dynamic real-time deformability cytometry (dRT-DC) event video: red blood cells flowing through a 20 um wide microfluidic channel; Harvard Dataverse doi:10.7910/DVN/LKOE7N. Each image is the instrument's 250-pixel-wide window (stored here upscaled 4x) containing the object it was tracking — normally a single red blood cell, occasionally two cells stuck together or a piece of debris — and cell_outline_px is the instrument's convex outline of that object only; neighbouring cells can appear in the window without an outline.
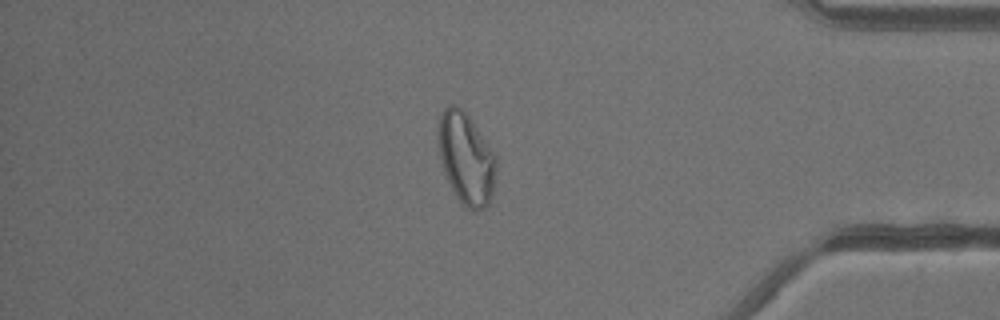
{"species": "common noctule bat (a hibernating species)", "species_latin": "Nyctalus noctula", "temperature_condition": "warm", "stored_images_in_passage": 40, "camera_frame_rate_fps": 3000, "um_per_image_px": 0.085, "animal": {"sex": "male", "body_mass_g": 13.3}, "frame": {"image": 1, "passage_image": 34, "time_ms": 11.0, "image_size_px": [1000, 320], "cell_outline_px": [[496, 168], [492, 196], [488, 204], [484, 208], [476, 212], [472, 212], [464, 208], [456, 196], [448, 180], [440, 156], [440, 116], [444, 108], [448, 104], [456, 104], [472, 120], [496, 156]], "centroid_in_image_um": [39.66, 13.52], "position_along_channel_um": 395.5, "area_um2": 30.46}}